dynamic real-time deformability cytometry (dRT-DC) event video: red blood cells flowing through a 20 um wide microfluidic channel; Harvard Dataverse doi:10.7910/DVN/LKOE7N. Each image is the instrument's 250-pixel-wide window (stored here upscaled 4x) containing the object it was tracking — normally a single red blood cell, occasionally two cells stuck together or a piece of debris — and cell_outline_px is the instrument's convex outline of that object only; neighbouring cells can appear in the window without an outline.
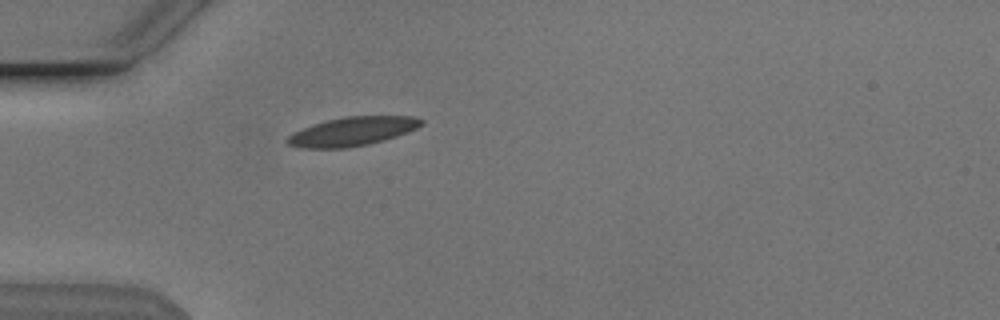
{"species": "Egyptian fruit bat (a non-hibernating species)", "species_latin": "Rousettus aegyptiacus", "temperature_condition": "cold", "stored_images_in_passage": 39, "camera_frame_rate_fps": 3000, "um_per_image_px": 0.085, "animal": {"sex": "male"}, "frame": {"image": 1, "passage_image": 1, "time_ms": 0.0, "image_size_px": [1000, 320], "cell_outline_px": [[424, 124], [416, 128], [396, 136], [384, 140], [368, 144], [344, 148], [304, 148], [288, 144], [284, 140], [292, 132], [312, 124], [344, 116], [412, 116], [424, 120]], "centroid_in_image_um": [29.92, 11.16], "position_along_channel_um": 55.1, "area_um2": 22.48}}
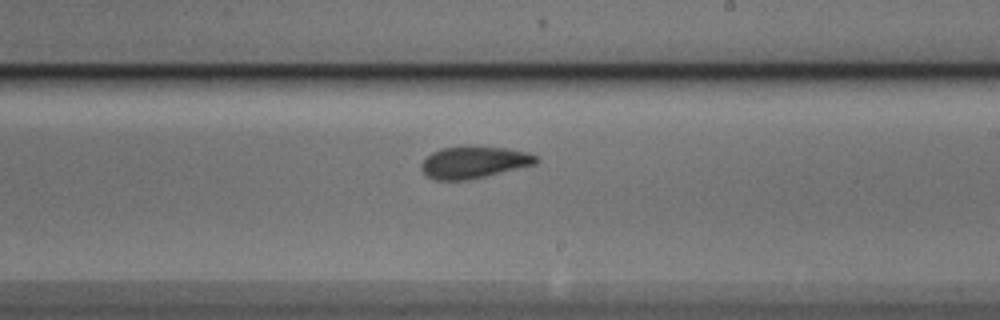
{"frame": {"image": 2, "passage_image": 17, "time_ms": 5.333, "image_size_px": [1000, 320], "cell_outline_px": [[540, 160], [536, 164], [484, 176], [464, 180], [436, 180], [428, 176], [420, 168], [420, 164], [432, 152], [440, 148], [504, 148], [528, 152], [540, 156]], "centroid_in_image_um": [40.31, 13.81], "position_along_channel_um": 248.7, "area_um2": 20.75}}
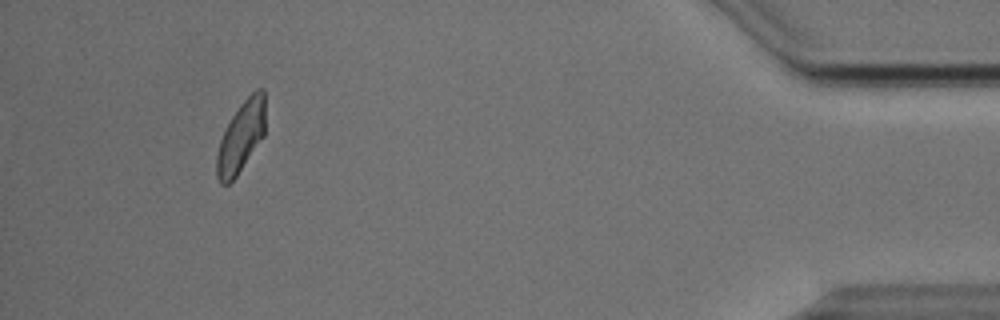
{"frame": {"image": 3, "passage_image": 35, "time_ms": 11.333, "image_size_px": [1000, 320], "cell_outline_px": [[264, 136], [236, 176], [228, 184], [220, 184], [216, 176], [216, 156], [220, 140], [232, 116], [240, 104], [256, 88], [264, 88]], "centroid_in_image_um": [20.48, 11.63], "position_along_channel_um": 414.7, "area_um2": 19.88}, "authors_computed_cell_mechanics": {"area_um2": 21.1548, "velocity_mm_per_s": 3.8181, "shape_relaxation_time_tau1_ms": 4.0268, "shape_relaxation_time_tau2_ms": 1.5956, "deformation_change_tau1": 0.1177, "deformation_change_tau2": 0.0663}}